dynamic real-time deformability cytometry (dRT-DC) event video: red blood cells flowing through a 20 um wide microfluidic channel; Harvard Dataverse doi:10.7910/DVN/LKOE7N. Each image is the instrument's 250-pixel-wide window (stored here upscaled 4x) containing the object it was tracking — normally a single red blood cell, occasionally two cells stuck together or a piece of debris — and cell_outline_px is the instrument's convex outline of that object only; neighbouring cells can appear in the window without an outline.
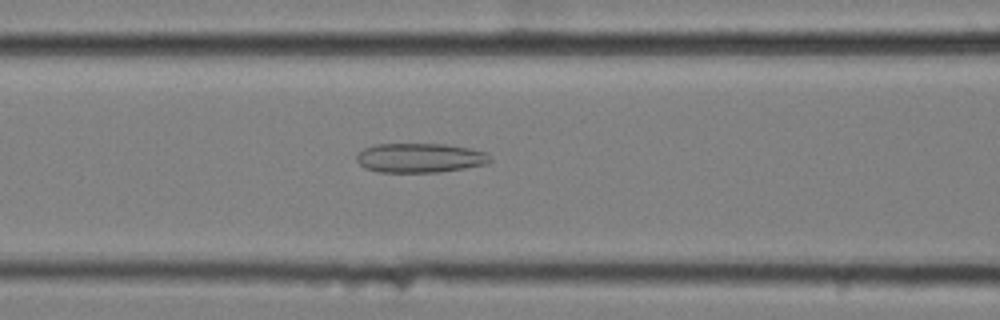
{"species": "common noctule bat (a hibernating species)", "species_latin": "Nyctalus noctula", "temperature_condition": "cold", "stored_images_in_passage": 42, "camera_frame_rate_fps": 3000, "um_per_image_px": 0.085, "animal": {"sex": "female", "body_mass_g": 25.1}, "frame": {"image": 1, "passage_image": 9, "time_ms": 2.667, "image_size_px": [1000, 320], "cell_outline_px": [[492, 160], [484, 164], [464, 168], [436, 172], [380, 172], [364, 168], [356, 160], [356, 156], [364, 148], [376, 144], [448, 144], [488, 152]], "centroid_in_image_um": [35.69, 13.41], "position_along_channel_um": 130.9, "area_um2": 22.83}}
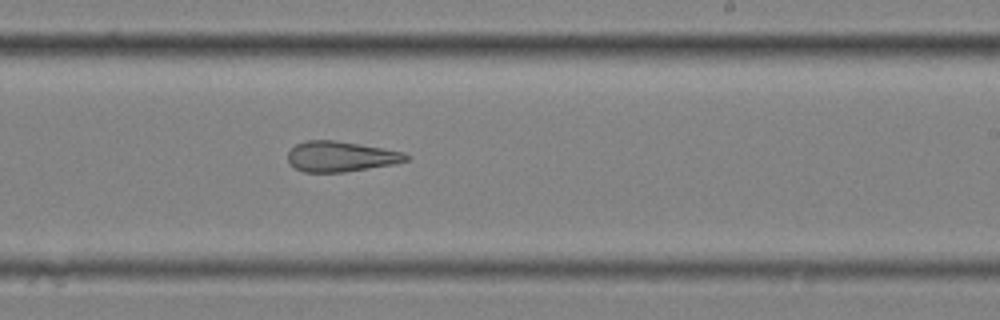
{"frame": {"image": 2, "passage_image": 20, "time_ms": 6.333, "image_size_px": [1000, 320], "cell_outline_px": [[412, 156], [408, 160], [392, 164], [344, 172], [304, 172], [296, 168], [288, 160], [288, 152], [296, 144], [304, 140], [336, 140], [404, 152]], "centroid_in_image_um": [28.97, 13.29], "position_along_channel_um": 260.0, "area_um2": 20.81}}
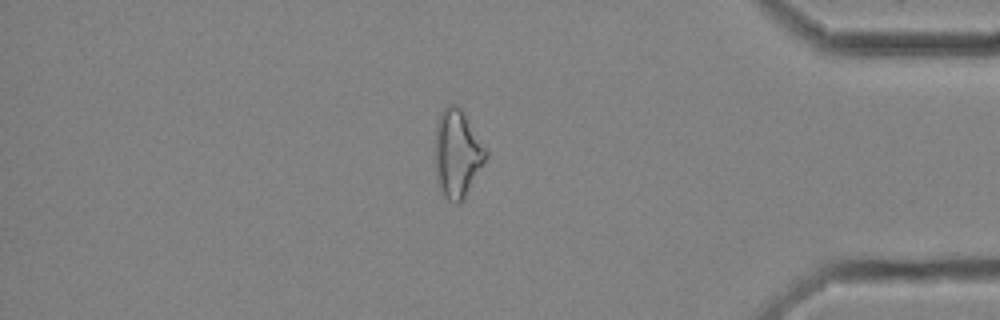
{"frame": {"image": 3, "passage_image": 34, "time_ms": 11.0, "image_size_px": [1000, 320], "cell_outline_px": [[488, 156], [464, 196], [456, 204], [448, 200], [440, 192], [436, 180], [436, 124], [440, 112], [448, 104], [456, 104], [464, 112], [488, 152]], "centroid_in_image_um": [38.85, 13.02], "position_along_channel_um": 396.3, "area_um2": 25.66}, "authors_computed_cell_mechanics": {"area_um2": 22.9466, "velocity_mm_per_s": 3.5295, "shape_relaxation_time_tau1_ms": null, "shape_relaxation_time_tau2_ms": 4.0443, "deformation_change_tau1": null, "deformation_change_tau2": 0.1568}}